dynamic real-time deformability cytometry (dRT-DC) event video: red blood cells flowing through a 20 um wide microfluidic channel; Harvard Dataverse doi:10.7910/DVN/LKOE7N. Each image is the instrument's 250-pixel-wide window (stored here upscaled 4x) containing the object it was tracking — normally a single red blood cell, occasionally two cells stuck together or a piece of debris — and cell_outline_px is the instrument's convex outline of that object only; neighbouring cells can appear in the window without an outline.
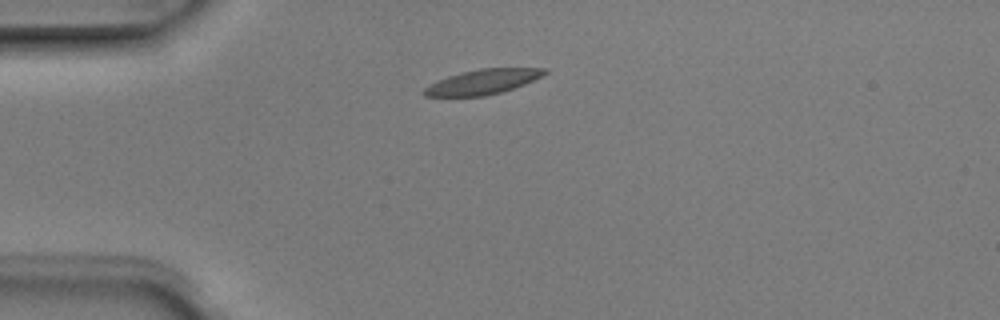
{"species": "Egyptian fruit bat (a non-hibernating species)", "species_latin": "Rousettus aegyptiacus", "temperature_condition": "room temperature", "stored_images_in_passage": 3, "camera_frame_rate_fps": 3000, "um_per_image_px": 0.085, "animal": {"sex": "male"}, "frame": {"image": 1, "passage_image": 1, "time_ms": 0.0, "image_size_px": [1000, 320], "cell_outline_px": [[548, 72], [524, 84], [500, 92], [484, 96], [424, 96], [420, 92], [428, 84], [448, 76], [460, 72], [480, 68], [548, 68]], "centroid_in_image_um": [40.97, 6.95], "position_along_channel_um": 44.0, "area_um2": 17.4}}
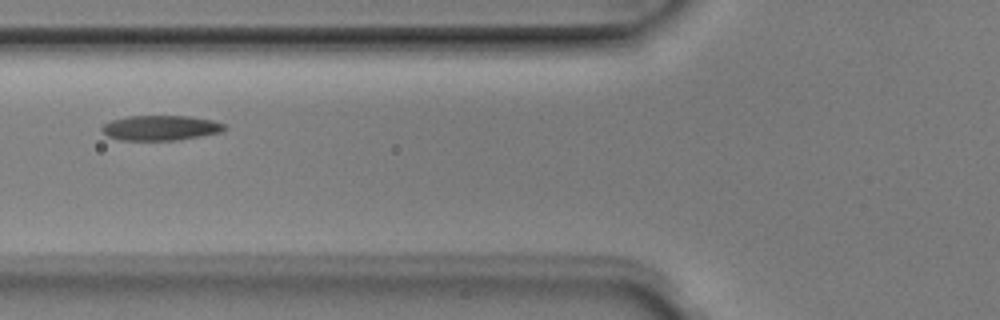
{"frame": {"image": 2, "passage_image": 3, "time_ms": 0.667, "image_size_px": [1000, 320], "cell_outline_px": [[228, 128], [224, 132], [176, 140], [120, 140], [108, 136], [100, 128], [104, 124], [112, 120], [128, 116], [188, 116], [212, 120], [224, 124]], "centroid_in_image_um": [13.68, 10.87], "position_along_channel_um": 112.1, "area_um2": 17.86}}